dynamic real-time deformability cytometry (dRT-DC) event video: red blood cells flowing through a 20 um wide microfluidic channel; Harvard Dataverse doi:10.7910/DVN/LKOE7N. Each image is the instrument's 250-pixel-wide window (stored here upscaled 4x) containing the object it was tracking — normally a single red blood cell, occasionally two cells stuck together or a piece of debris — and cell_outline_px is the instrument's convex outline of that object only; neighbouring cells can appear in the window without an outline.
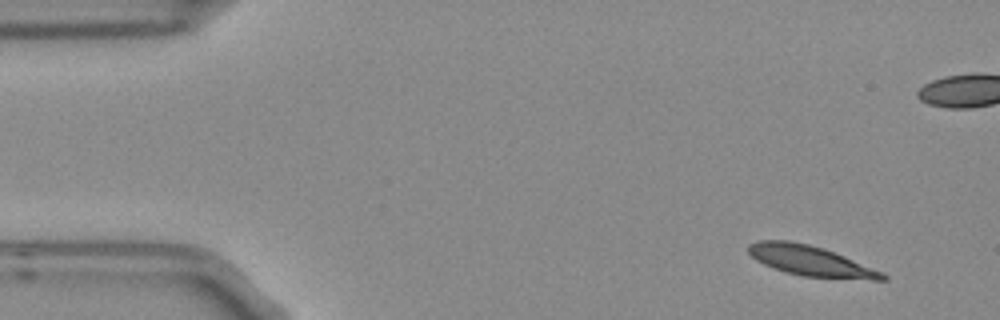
{"species": "Egyptian fruit bat (a non-hibernating species)", "species_latin": "Rousettus aegyptiacus", "temperature_condition": "room temperature", "stored_images_in_passage": 5, "camera_frame_rate_fps": 3000, "um_per_image_px": 0.085, "frame": {"image": 1, "passage_image": 1, "time_ms": 0.0, "image_size_px": [1000, 320], "cell_outline_px": [[888, 280], [872, 280], [804, 276], [784, 272], [764, 264], [756, 260], [748, 252], [748, 244], [760, 240], [788, 240], [808, 244], [824, 248], [884, 272], [888, 276]], "centroid_in_image_um": [68.92, 22.17], "position_along_channel_um": 16.1, "area_um2": 23.64}}